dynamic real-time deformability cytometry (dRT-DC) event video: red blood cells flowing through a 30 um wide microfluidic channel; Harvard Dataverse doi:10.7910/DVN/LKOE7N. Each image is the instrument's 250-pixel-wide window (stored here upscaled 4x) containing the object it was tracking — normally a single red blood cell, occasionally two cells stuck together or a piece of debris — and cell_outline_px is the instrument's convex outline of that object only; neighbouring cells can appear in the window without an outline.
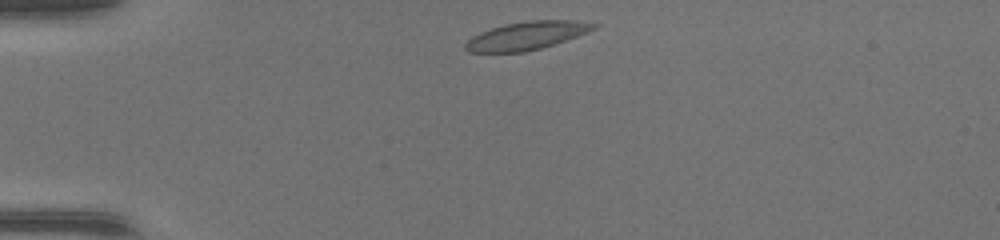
{"species": "common noctule bat (a hibernating species)", "species_latin": "Nyctalus noctula", "temperature_condition": "warm", "stored_images_in_passage": 36, "camera_frame_rate_fps": 3000, "um_per_image_px": 0.085, "animal": {"sex": "female", "body_mass_g": 17.0, "forearm_length_mm": 48.0}, "frame": {"image": 1, "passage_image": 1, "time_ms": 0.0, "image_size_px": [1000, 240], "cell_outline_px": [[600, 24], [596, 28], [588, 32], [540, 48], [524, 52], [468, 52], [464, 48], [464, 44], [472, 36], [480, 32], [492, 28], [508, 24], [528, 20], [576, 20]], "centroid_in_image_um": [44.77, 3.02], "position_along_channel_um": 40.2, "area_um2": 20.81}}
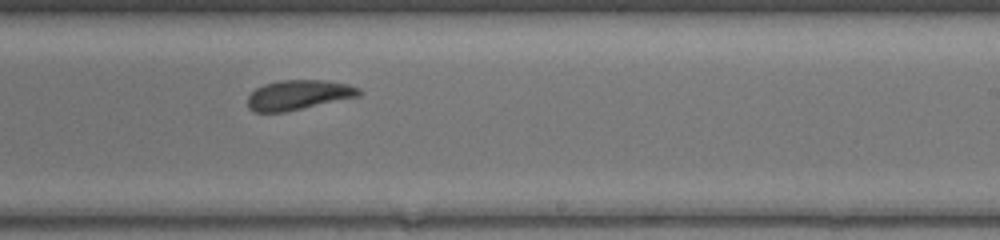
{"frame": {"image": 2, "passage_image": 19, "time_ms": 6.0, "image_size_px": [1000, 240], "cell_outline_px": [[364, 92], [360, 96], [284, 112], [252, 112], [248, 108], [248, 96], [256, 88], [264, 84], [280, 80], [324, 80], [348, 84], [360, 88]], "centroid_in_image_um": [25.38, 8.06], "position_along_channel_um": 263.6, "area_um2": 19.42}}
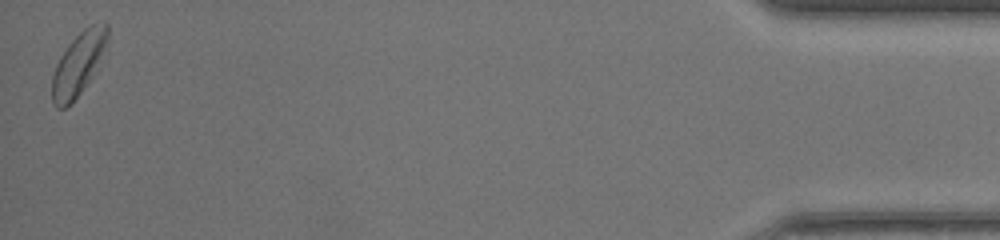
{"frame": {"image": 3, "passage_image": 36, "time_ms": 11.667, "image_size_px": [1000, 240], "cell_outline_px": [[108, 36], [92, 76], [72, 104], [64, 108], [56, 108], [52, 104], [52, 76], [56, 64], [60, 56], [68, 44], [84, 28], [92, 24], [104, 20], [108, 24]], "centroid_in_image_um": [6.63, 5.44], "position_along_channel_um": 428.6, "area_um2": 20.06}}